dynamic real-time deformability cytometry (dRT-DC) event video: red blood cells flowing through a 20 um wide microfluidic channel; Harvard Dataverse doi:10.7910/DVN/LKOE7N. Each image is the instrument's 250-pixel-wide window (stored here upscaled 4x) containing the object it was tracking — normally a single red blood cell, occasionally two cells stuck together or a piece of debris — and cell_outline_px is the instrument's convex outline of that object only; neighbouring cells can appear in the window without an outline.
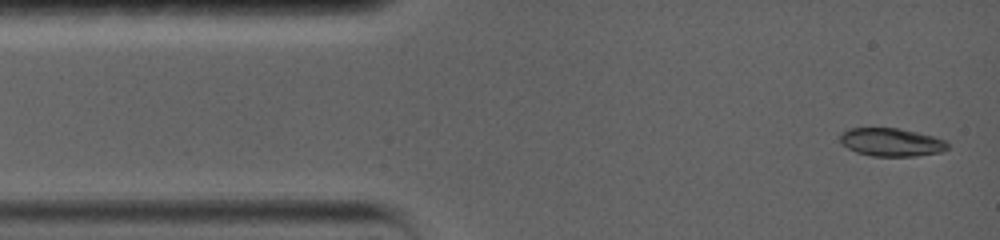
{"species": "common noctule bat (a hibernating species)", "species_latin": "Nyctalus noctula", "temperature_condition": "warm", "stored_images_in_passage": 85, "camera_frame_rate_fps": 5000, "um_per_image_px": 0.085, "animal": {"sex": "female", "body_mass_g": 19.0, "forearm_length_mm": 56.7}, "frame": {"image": 1, "passage_image": 1, "time_ms": 0.0, "image_size_px": [1000, 240], "cell_outline_px": [[948, 148], [940, 152], [916, 156], [872, 156], [856, 152], [848, 148], [840, 140], [840, 136], [848, 128], [896, 128], [916, 132], [932, 136], [944, 140], [948, 144]], "centroid_in_image_um": [75.76, 12.09], "position_along_channel_um": 9.2, "area_um2": 17.4}}
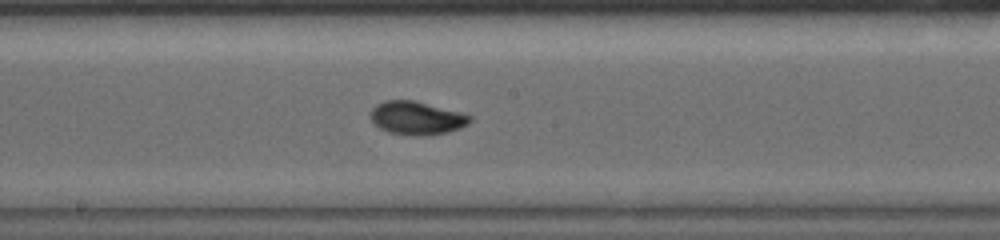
{"frame": {"image": 2, "passage_image": 37, "time_ms": 7.2, "image_size_px": [1000, 240], "cell_outline_px": [[472, 120], [468, 124], [460, 128], [448, 132], [420, 136], [412, 136], [388, 132], [380, 128], [368, 116], [372, 108], [376, 104], [384, 100], [416, 100], [460, 112], [472, 116]], "centroid_in_image_um": [35.4, 10.02], "position_along_channel_um": 212.8, "area_um2": 19.48}}
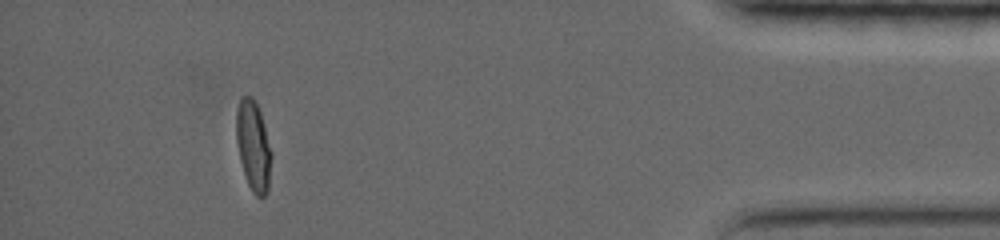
{"frame": {"image": 3, "passage_image": 72, "time_ms": 14.2, "image_size_px": [1000, 240], "cell_outline_px": [[272, 152], [268, 192], [264, 196], [256, 196], [252, 192], [248, 184], [240, 160], [236, 140], [236, 112], [240, 96], [252, 96], [260, 112]], "centroid_in_image_um": [21.53, 12.4], "position_along_channel_um": 413.7, "area_um2": 18.44}, "authors_computed_cell_mechanics": {"area_um2": 18.3226, "velocity_mm_per_s": 3.7754, "shape_relaxation_time_tau1_ms": 5.6799, "shape_relaxation_time_tau2_ms": null, "deformation_change_tau1": 0.1993, "deformation_change_tau2": null}}